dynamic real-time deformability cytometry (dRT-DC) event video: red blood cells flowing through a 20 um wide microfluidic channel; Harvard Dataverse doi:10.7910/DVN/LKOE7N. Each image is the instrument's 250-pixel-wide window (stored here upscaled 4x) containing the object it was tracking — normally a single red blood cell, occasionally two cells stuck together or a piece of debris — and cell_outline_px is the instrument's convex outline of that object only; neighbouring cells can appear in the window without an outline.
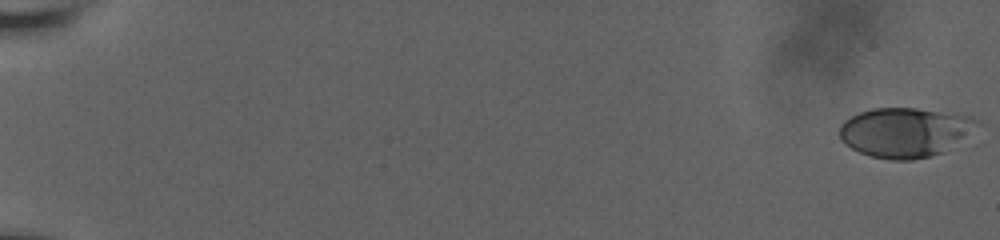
{"species": "human", "species_latin": "Homo sapiens", "temperature_condition": "room temperature", "stored_images_in_passage": 59, "camera_frame_rate_fps": 3000, "um_per_image_px": 0.085, "donor": {"sex": "male"}, "frame": {"image": 1, "passage_image": 1, "time_ms": 0.0, "image_size_px": [1000, 240], "cell_outline_px": [[980, 124], [940, 152], [932, 156], [912, 160], [892, 160], [872, 156], [860, 152], [844, 144], [840, 140], [840, 124], [844, 120], [860, 112], [872, 108], [916, 108], [956, 112], [972, 116], [980, 120]], "centroid_in_image_um": [76.89, 11.21], "position_along_channel_um": 8.1, "area_um2": 39.54}}
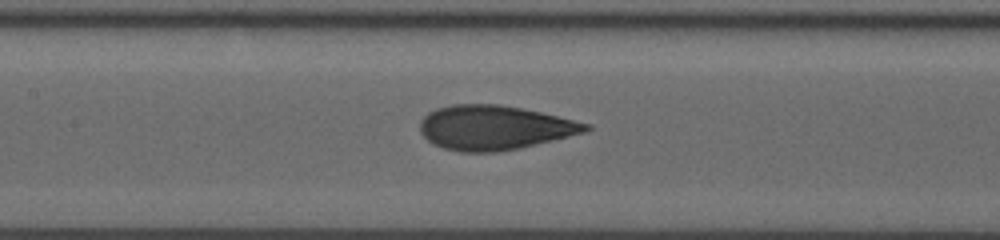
{"frame": {"image": 2, "passage_image": 31, "time_ms": 10.0, "image_size_px": [1000, 240], "cell_outline_px": [[592, 128], [584, 132], [520, 148], [496, 152], [460, 152], [444, 148], [432, 144], [420, 132], [420, 120], [428, 112], [436, 108], [452, 104], [500, 104], [540, 112], [592, 124]], "centroid_in_image_um": [41.99, 10.84], "position_along_channel_um": 165.4, "area_um2": 42.83}}
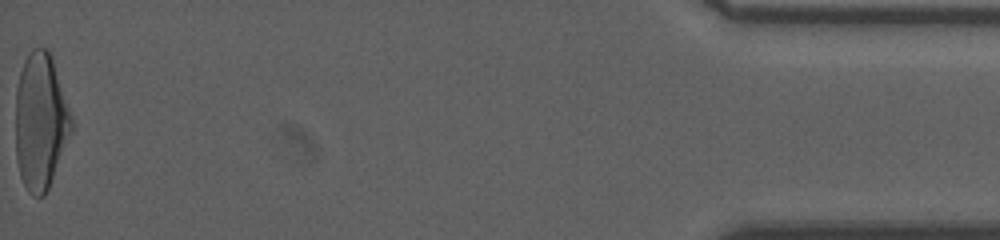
{"frame": {"image": 3, "passage_image": 59, "time_ms": 19.333, "image_size_px": [1000, 240], "cell_outline_px": [[72, 132], [48, 188], [44, 196], [32, 196], [28, 192], [20, 176], [16, 160], [16, 88], [20, 72], [24, 60], [28, 52], [32, 48], [52, 48], [72, 116]], "centroid_in_image_um": [3.46, 10.23], "position_along_channel_um": 431.7, "area_um2": 45.32}, "authors_computed_cell_mechanics": {"area_um2": 42.0206, "velocity_mm_per_s": 3.7962, "shape_relaxation_time_tau1_ms": 4.2339, "shape_relaxation_time_tau2_ms": 0.9093, "deformation_change_tau1": 0.1843, "deformation_change_tau2": 0.0718}}